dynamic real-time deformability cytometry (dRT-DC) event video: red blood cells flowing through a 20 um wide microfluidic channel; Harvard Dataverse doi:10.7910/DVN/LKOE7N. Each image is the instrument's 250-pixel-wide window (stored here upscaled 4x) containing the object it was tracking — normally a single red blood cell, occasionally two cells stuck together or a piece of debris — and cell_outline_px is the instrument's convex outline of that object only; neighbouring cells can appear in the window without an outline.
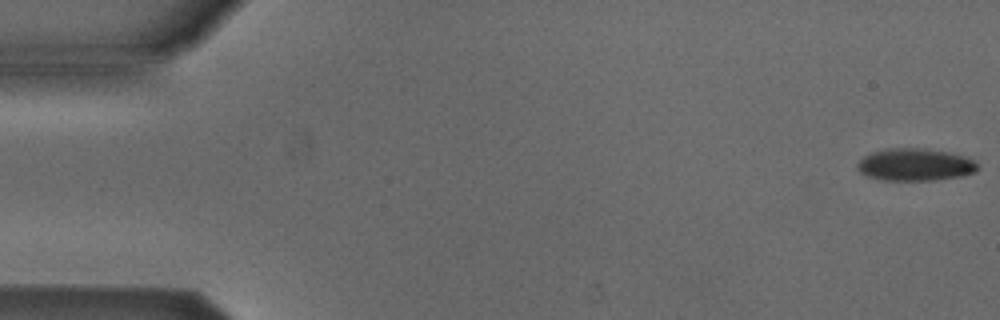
{"species": "Egyptian fruit bat (a non-hibernating species)", "species_latin": "Rousettus aegyptiacus", "temperature_condition": "cold", "stored_images_in_passage": 53, "camera_frame_rate_fps": 3000, "um_per_image_px": 0.085, "animal": {"sex": "male"}, "frame": {"image": 1, "passage_image": 1, "time_ms": 0.0, "image_size_px": [1000, 320], "cell_outline_px": [[980, 168], [976, 172], [960, 176], [936, 180], [884, 180], [868, 176], [860, 172], [856, 168], [856, 164], [864, 156], [872, 152], [888, 148], [924, 148], [948, 152], [964, 156], [972, 160]], "centroid_in_image_um": [77.77, 13.99], "position_along_channel_um": 7.2, "area_um2": 22.66}}
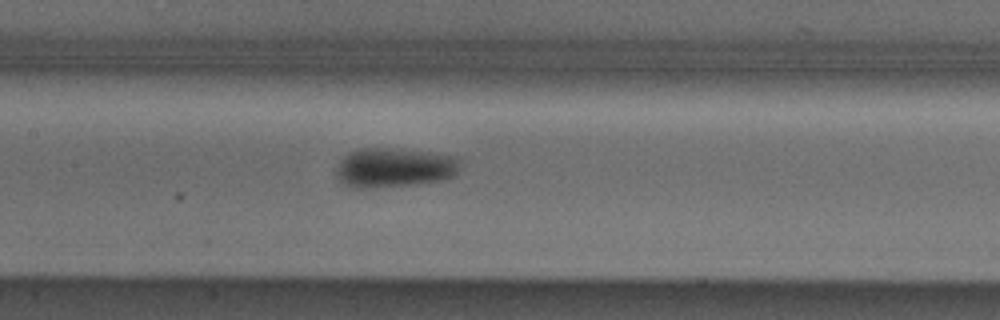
{"frame": {"image": 2, "passage_image": 25, "time_ms": 8.0, "image_size_px": [1000, 320], "cell_outline_px": [[460, 164], [456, 172], [452, 176], [444, 180], [408, 184], [364, 188], [352, 188], [340, 184], [336, 176], [336, 164], [348, 152], [360, 148], [388, 148], [428, 152], [460, 156]], "centroid_in_image_um": [33.46, 14.24], "position_along_channel_um": 173.9, "area_um2": 28.67}}
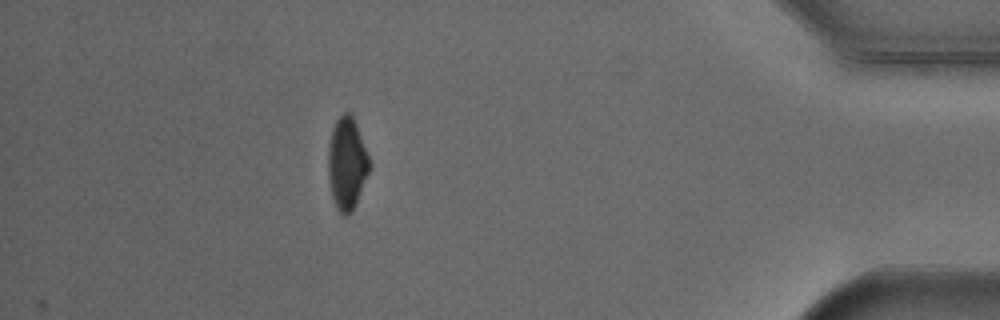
{"frame": {"image": 3, "passage_image": 47, "time_ms": 15.333, "image_size_px": [1000, 320], "cell_outline_px": [[372, 164], [356, 204], [352, 212], [348, 216], [344, 216], [336, 208], [332, 196], [328, 180], [328, 144], [332, 128], [336, 120], [344, 112], [348, 112], [352, 116]], "centroid_in_image_um": [29.48, 13.93], "position_along_channel_um": 405.7, "area_um2": 22.25}, "authors_computed_cell_mechanics": {"area_um2": 25.0274, "velocity_mm_per_s": 3.8717, "shape_relaxation_time_tau1_ms": 4.1843, "shape_relaxation_time_tau2_ms": null, "deformation_change_tau1": 0.1142, "deformation_change_tau2": null}}